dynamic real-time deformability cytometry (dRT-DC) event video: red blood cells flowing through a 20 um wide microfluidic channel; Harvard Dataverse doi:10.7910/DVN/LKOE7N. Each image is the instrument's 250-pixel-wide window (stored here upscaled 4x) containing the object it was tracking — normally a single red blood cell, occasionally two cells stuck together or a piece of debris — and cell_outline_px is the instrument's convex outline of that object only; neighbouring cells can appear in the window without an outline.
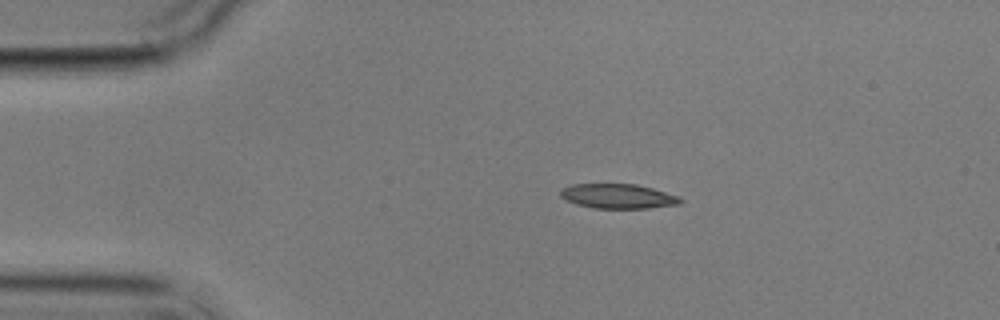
{"species": "common noctule bat (a hibernating species)", "species_latin": "Nyctalus noctula", "temperature_condition": "cold", "stored_images_in_passage": 5, "segment_of_instrument_passage": [2, 2], "camera_frame_rate_fps": 3000, "um_per_image_px": 0.085, "animal": {"sex": "male", "body_mass_g": 17.9}, "frame": {"image": 1, "passage_image": 5, "time_ms": 7.667, "image_size_px": [1000, 320], "cell_outline_px": [[684, 200], [680, 204], [648, 208], [592, 208], [576, 204], [564, 200], [560, 196], [560, 188], [572, 184], [636, 184], [652, 188], [680, 196]], "centroid_in_image_um": [52.51, 16.68], "position_along_channel_um": 32.5, "area_um2": 17.4}}